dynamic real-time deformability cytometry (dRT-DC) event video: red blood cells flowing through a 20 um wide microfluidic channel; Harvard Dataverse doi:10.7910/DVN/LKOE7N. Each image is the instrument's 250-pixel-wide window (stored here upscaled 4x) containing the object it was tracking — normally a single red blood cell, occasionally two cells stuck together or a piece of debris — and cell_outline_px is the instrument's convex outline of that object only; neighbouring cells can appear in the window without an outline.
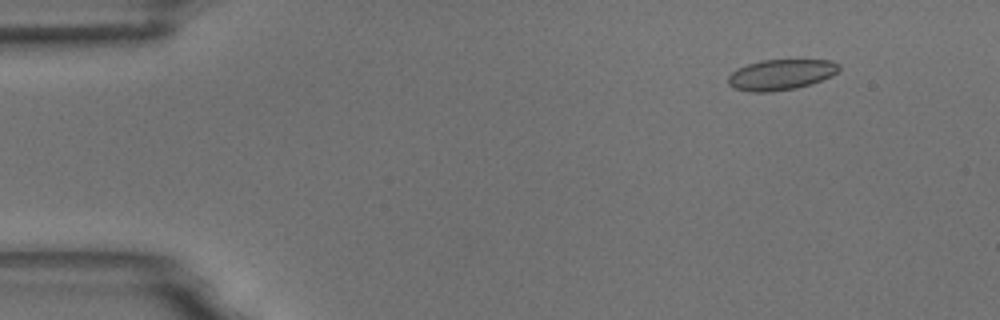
{"species": "common noctule bat (a hibernating species)", "species_latin": "Nyctalus noctula", "temperature_condition": "room temperature", "stored_images_in_passage": 5, "camera_frame_rate_fps": 3000, "um_per_image_px": 0.085, "animal": {"sex": "male", "body_mass_g": 18.8}, "frame": {"image": 1, "passage_image": 2, "time_ms": 1.333, "image_size_px": [1000, 320], "cell_outline_px": [[840, 68], [832, 76], [812, 84], [796, 88], [772, 92], [752, 92], [736, 88], [728, 84], [728, 76], [736, 68], [760, 60], [832, 60], [840, 64]], "centroid_in_image_um": [66.39, 6.34], "position_along_channel_um": 18.6, "area_um2": 19.88}}
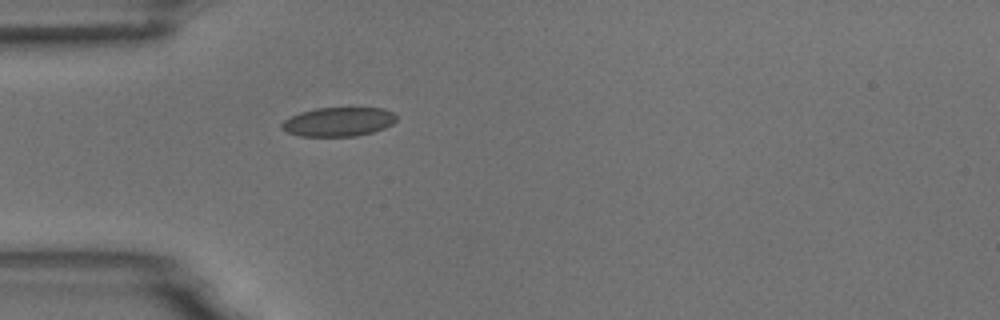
{"frame": {"image": 2, "passage_image": 5, "time_ms": 4.667, "image_size_px": [1000, 320], "cell_outline_px": [[396, 120], [392, 124], [384, 128], [372, 132], [356, 136], [300, 136], [288, 132], [280, 128], [280, 124], [284, 120], [300, 112], [316, 108], [384, 108], [392, 112], [396, 116]], "centroid_in_image_um": [28.75, 10.35], "position_along_channel_um": 56.2, "area_um2": 19.36}}